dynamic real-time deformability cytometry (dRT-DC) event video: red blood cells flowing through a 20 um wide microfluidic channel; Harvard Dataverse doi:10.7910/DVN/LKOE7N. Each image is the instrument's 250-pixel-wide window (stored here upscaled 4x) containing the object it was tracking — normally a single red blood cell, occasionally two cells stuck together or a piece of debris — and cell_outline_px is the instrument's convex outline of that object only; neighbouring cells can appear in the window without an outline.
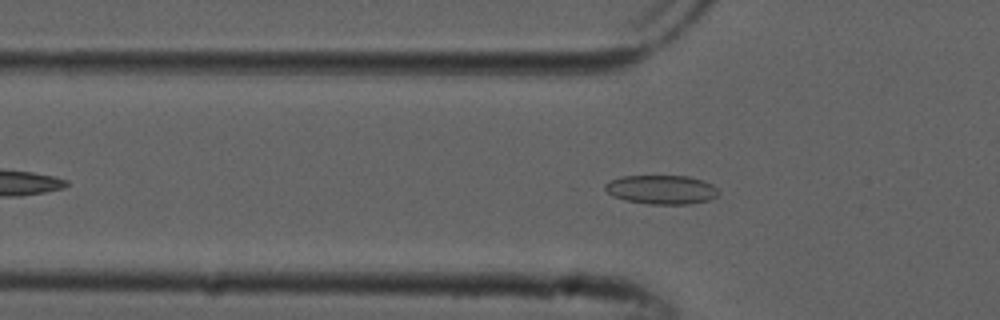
{"species": "common noctule bat (a hibernating species)", "species_latin": "Nyctalus noctula", "temperature_condition": "cold", "stored_images_in_passage": 44, "camera_frame_rate_fps": 3000, "um_per_image_px": 0.085, "animal": {"sex": "male", "forearm_length_mm": 52.5}, "frame": {"image": 1, "passage_image": 13, "time_ms": 4.0, "image_size_px": [1000, 320], "cell_outline_px": [[712, 196], [704, 200], [684, 204], [656, 204], [628, 200], [616, 196], [608, 192], [604, 188], [612, 180], [628, 176], [684, 176], [700, 180], [708, 184], [712, 188]], "centroid_in_image_um": [56.12, 16.1], "position_along_channel_um": 69.7, "area_um2": 17.74}}
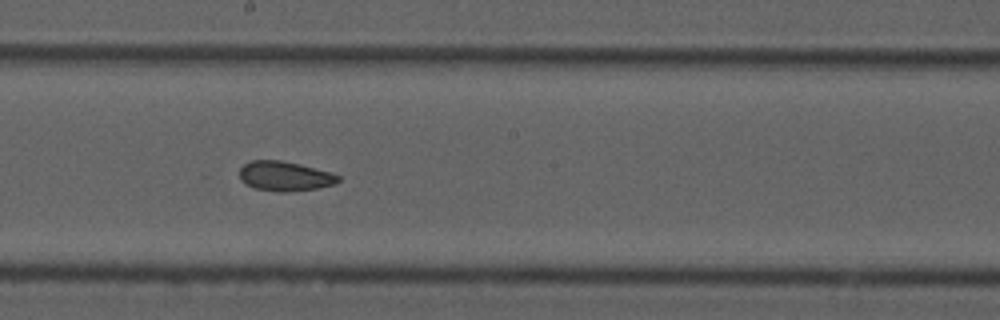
{"frame": {"image": 2, "passage_image": 25, "time_ms": 8.0, "image_size_px": [1000, 320], "cell_outline_px": [[340, 180], [332, 184], [316, 188], [256, 188], [248, 184], [240, 176], [240, 168], [244, 164], [252, 160], [276, 160], [296, 164], [328, 172], [340, 176]], "centroid_in_image_um": [24.19, 14.9], "position_along_channel_um": 224.0, "area_um2": 15.43}}
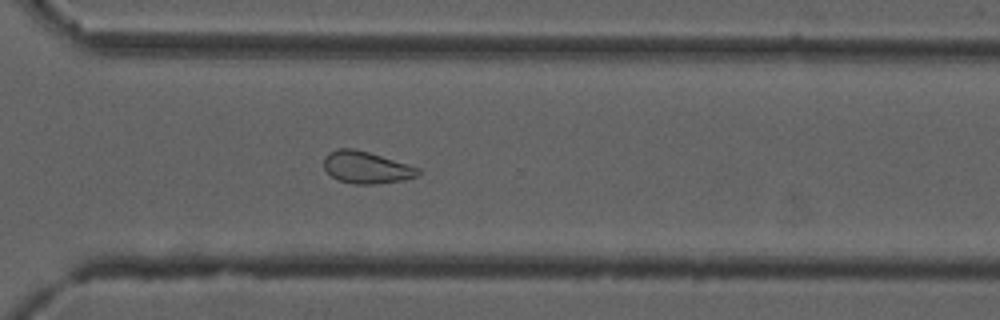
{"frame": {"image": 3, "passage_image": 34, "time_ms": 11.0, "image_size_px": [1000, 320], "cell_outline_px": [[420, 172], [416, 176], [396, 180], [368, 184], [360, 184], [340, 180], [332, 176], [324, 168], [324, 160], [332, 152], [340, 148], [348, 148], [368, 152], [416, 168]], "centroid_in_image_um": [31.07, 14.22], "position_along_channel_um": 339.5, "area_um2": 16.42}, "authors_computed_cell_mechanics": {"area_um2": 16.6175, "velocity_mm_per_s": 3.8562, "shape_relaxation_time_tau1_ms": null, "shape_relaxation_time_tau2_ms": 2.5061, "deformation_change_tau1": null, "deformation_change_tau2": 0.0766}}